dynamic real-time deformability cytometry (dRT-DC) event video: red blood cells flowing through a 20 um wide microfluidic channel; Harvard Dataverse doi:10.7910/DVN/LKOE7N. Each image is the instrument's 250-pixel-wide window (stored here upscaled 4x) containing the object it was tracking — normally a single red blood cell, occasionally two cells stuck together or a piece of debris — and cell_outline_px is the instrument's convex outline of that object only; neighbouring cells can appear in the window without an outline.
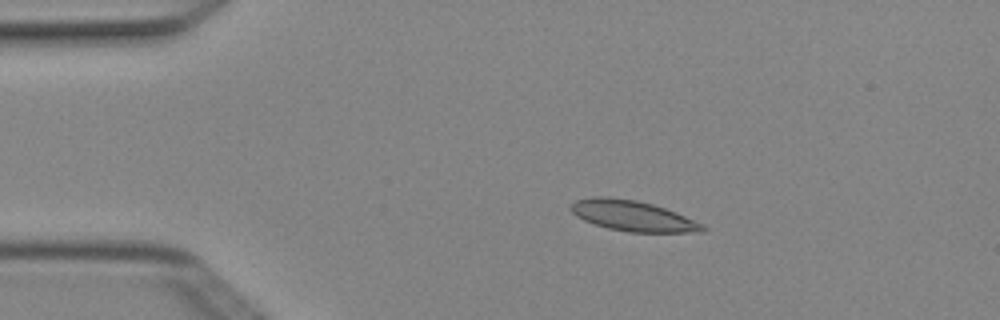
{"species": "Egyptian fruit bat (a non-hibernating species)", "species_latin": "Rousettus aegyptiacus", "temperature_condition": "cold", "stored_images_in_passage": 5, "camera_frame_rate_fps": 3000, "um_per_image_px": 0.085, "animal": {"sex": "female"}, "frame": {"image": 1, "passage_image": 3, "time_ms": 0.667, "image_size_px": [1000, 320], "cell_outline_px": [[708, 228], [704, 232], [628, 232], [608, 228], [584, 220], [576, 216], [568, 208], [576, 200], [592, 196], [608, 196], [636, 200], [652, 204], [676, 212], [704, 224]], "centroid_in_image_um": [53.79, 18.34], "position_along_channel_um": 31.2, "area_um2": 23.52}}
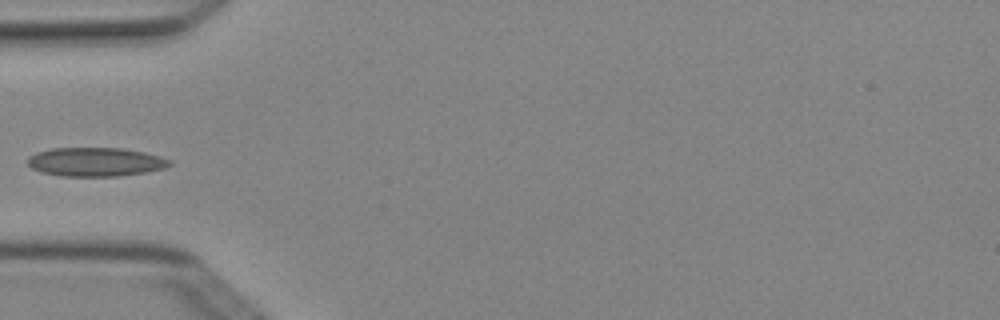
{"frame": {"image": 2, "passage_image": 5, "time_ms": 1.333, "image_size_px": [1000, 320], "cell_outline_px": [[172, 164], [164, 168], [144, 172], [116, 176], [60, 176], [40, 172], [32, 168], [28, 164], [28, 156], [36, 152], [52, 148], [124, 148], [144, 152], [160, 156], [172, 160]], "centroid_in_image_um": [8.11, 13.76], "position_along_channel_um": 76.9, "area_um2": 23.93}}